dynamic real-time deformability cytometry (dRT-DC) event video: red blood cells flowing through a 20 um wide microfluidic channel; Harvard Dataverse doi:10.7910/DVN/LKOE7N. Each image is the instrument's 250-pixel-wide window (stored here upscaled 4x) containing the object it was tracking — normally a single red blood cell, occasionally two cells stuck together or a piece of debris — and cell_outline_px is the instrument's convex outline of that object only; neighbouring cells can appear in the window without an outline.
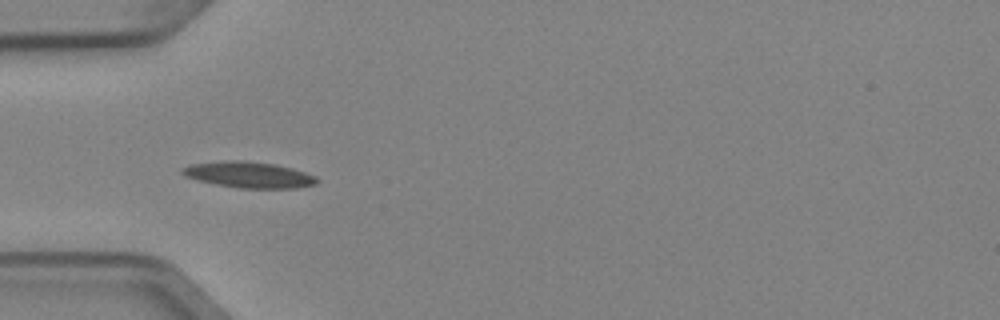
{"species": "Egyptian fruit bat (a non-hibernating species)", "species_latin": "Rousettus aegyptiacus", "temperature_condition": "cold", "stored_images_in_passage": 4, "camera_frame_rate_fps": 3000, "um_per_image_px": 0.085, "animal": {"sex": "female"}, "frame": {"image": 1, "passage_image": 2, "time_ms": 0.333, "image_size_px": [1000, 320], "cell_outline_px": [[320, 180], [316, 184], [296, 188], [240, 188], [216, 184], [184, 176], [180, 172], [180, 168], [192, 164], [228, 160], [244, 160], [276, 164], [292, 168], [316, 176]], "centroid_in_image_um": [21.17, 14.85], "position_along_channel_um": 63.8, "area_um2": 20.46}}
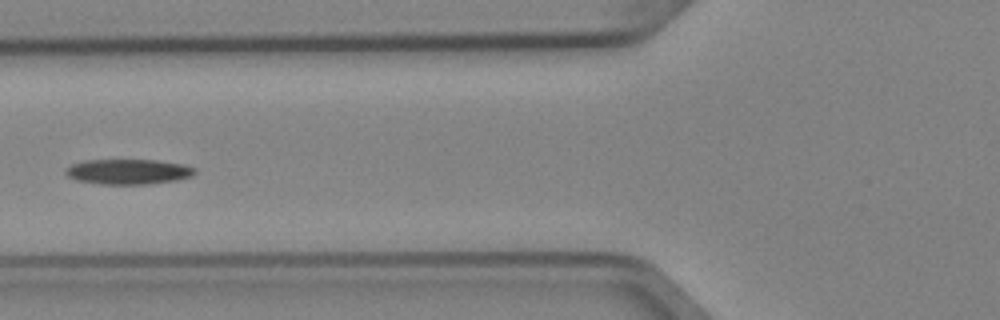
{"frame": {"image": 2, "passage_image": 3, "time_ms": 0.667, "image_size_px": [1000, 320], "cell_outline_px": [[196, 172], [192, 176], [176, 180], [148, 184], [100, 184], [76, 180], [68, 176], [64, 172], [64, 168], [72, 164], [84, 160], [156, 160], [184, 164], [196, 168]], "centroid_in_image_um": [10.89, 14.59], "position_along_channel_um": 114.9, "area_um2": 19.07}}
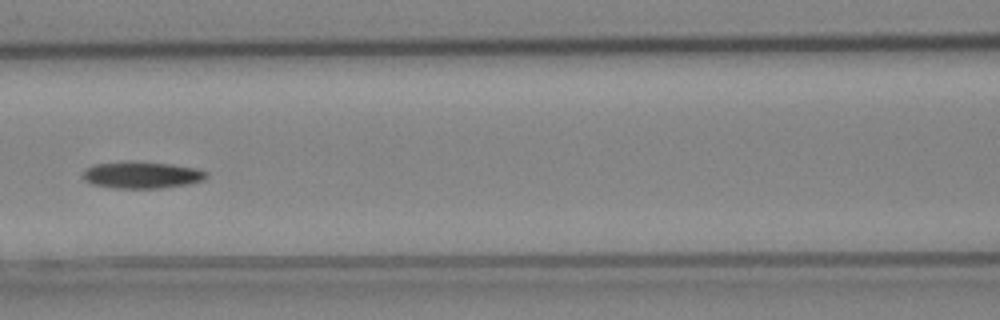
{"frame": {"image": 3, "passage_image": 4, "time_ms": 1.0, "image_size_px": [1000, 320], "cell_outline_px": [[208, 176], [204, 180], [188, 184], [160, 188], [112, 188], [92, 184], [84, 180], [84, 172], [88, 168], [96, 164], [128, 160], [132, 160], [172, 164], [196, 168], [208, 172]], "centroid_in_image_um": [12.08, 14.86], "position_along_channel_um": 154.5, "area_um2": 19.48}}